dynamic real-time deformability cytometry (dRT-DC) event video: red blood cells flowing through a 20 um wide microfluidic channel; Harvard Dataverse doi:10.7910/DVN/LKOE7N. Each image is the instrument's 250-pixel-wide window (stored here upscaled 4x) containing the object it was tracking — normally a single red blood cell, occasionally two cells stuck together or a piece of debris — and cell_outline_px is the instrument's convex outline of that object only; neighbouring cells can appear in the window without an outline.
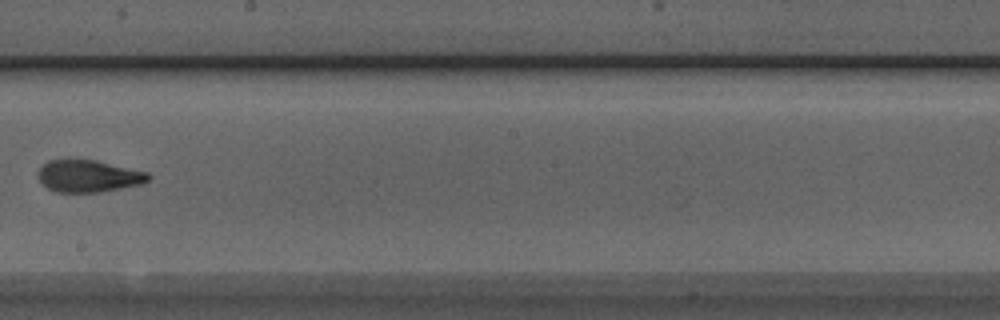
{"species": "Egyptian fruit bat (a non-hibernating species)", "species_latin": "Rousettus aegyptiacus", "temperature_condition": "room temperature", "stored_images_in_passage": 7, "camera_frame_rate_fps": 3000, "um_per_image_px": 0.085, "animal": {"sex": "male"}, "frame": {"image": 1, "passage_image": 7, "time_ms": 2.0, "image_size_px": [1000, 320], "cell_outline_px": [[152, 176], [148, 180], [140, 184], [100, 192], [56, 192], [48, 188], [36, 176], [40, 168], [48, 160], [72, 156], [96, 160], [148, 172]], "centroid_in_image_um": [7.48, 14.92], "position_along_channel_um": 240.7, "area_um2": 21.15}}